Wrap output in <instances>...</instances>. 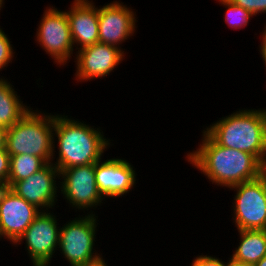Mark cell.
I'll use <instances>...</instances> for the list:
<instances>
[{
    "mask_svg": "<svg viewBox=\"0 0 266 266\" xmlns=\"http://www.w3.org/2000/svg\"><path fill=\"white\" fill-rule=\"evenodd\" d=\"M196 150L185 158L212 184L230 188L259 178L266 167L252 154L218 145L204 130Z\"/></svg>",
    "mask_w": 266,
    "mask_h": 266,
    "instance_id": "6da1fadb",
    "label": "cell"
},
{
    "mask_svg": "<svg viewBox=\"0 0 266 266\" xmlns=\"http://www.w3.org/2000/svg\"><path fill=\"white\" fill-rule=\"evenodd\" d=\"M68 116L54 113L52 163L59 171L95 164L103 159L104 152L112 146L101 127L94 128L96 126Z\"/></svg>",
    "mask_w": 266,
    "mask_h": 266,
    "instance_id": "7a4b0ae2",
    "label": "cell"
},
{
    "mask_svg": "<svg viewBox=\"0 0 266 266\" xmlns=\"http://www.w3.org/2000/svg\"><path fill=\"white\" fill-rule=\"evenodd\" d=\"M214 122L204 131L218 145L248 152L266 167V116L263 108L239 109Z\"/></svg>",
    "mask_w": 266,
    "mask_h": 266,
    "instance_id": "3957f363",
    "label": "cell"
},
{
    "mask_svg": "<svg viewBox=\"0 0 266 266\" xmlns=\"http://www.w3.org/2000/svg\"><path fill=\"white\" fill-rule=\"evenodd\" d=\"M54 115L31 108L7 129L6 150L10 156L30 154L46 163L53 157Z\"/></svg>",
    "mask_w": 266,
    "mask_h": 266,
    "instance_id": "277c9868",
    "label": "cell"
},
{
    "mask_svg": "<svg viewBox=\"0 0 266 266\" xmlns=\"http://www.w3.org/2000/svg\"><path fill=\"white\" fill-rule=\"evenodd\" d=\"M81 216L67 221L59 232L58 250L69 266H91L105 257L95 250L98 215Z\"/></svg>",
    "mask_w": 266,
    "mask_h": 266,
    "instance_id": "5b68a950",
    "label": "cell"
},
{
    "mask_svg": "<svg viewBox=\"0 0 266 266\" xmlns=\"http://www.w3.org/2000/svg\"><path fill=\"white\" fill-rule=\"evenodd\" d=\"M228 189L235 192L231 215L237 230H266V172Z\"/></svg>",
    "mask_w": 266,
    "mask_h": 266,
    "instance_id": "8992f818",
    "label": "cell"
},
{
    "mask_svg": "<svg viewBox=\"0 0 266 266\" xmlns=\"http://www.w3.org/2000/svg\"><path fill=\"white\" fill-rule=\"evenodd\" d=\"M36 44L50 55L54 63L59 67L68 64L67 62L76 54L71 38L67 10H60L51 5L44 10L39 25H37Z\"/></svg>",
    "mask_w": 266,
    "mask_h": 266,
    "instance_id": "52a82bcc",
    "label": "cell"
},
{
    "mask_svg": "<svg viewBox=\"0 0 266 266\" xmlns=\"http://www.w3.org/2000/svg\"><path fill=\"white\" fill-rule=\"evenodd\" d=\"M60 195L76 211L96 214L93 210L102 206L104 200L95 181V164L74 166L60 171ZM103 201V202H102ZM102 203V204H101ZM78 209V210H77ZM88 210H90L88 212Z\"/></svg>",
    "mask_w": 266,
    "mask_h": 266,
    "instance_id": "ba28073f",
    "label": "cell"
},
{
    "mask_svg": "<svg viewBox=\"0 0 266 266\" xmlns=\"http://www.w3.org/2000/svg\"><path fill=\"white\" fill-rule=\"evenodd\" d=\"M57 221L53 211H41L13 244L17 247L25 241V251L31 259L32 266H50L55 252L58 251L61 225L58 226Z\"/></svg>",
    "mask_w": 266,
    "mask_h": 266,
    "instance_id": "9c48e42d",
    "label": "cell"
},
{
    "mask_svg": "<svg viewBox=\"0 0 266 266\" xmlns=\"http://www.w3.org/2000/svg\"><path fill=\"white\" fill-rule=\"evenodd\" d=\"M75 52L74 79L80 83L109 76L125 59V53L121 49L100 42Z\"/></svg>",
    "mask_w": 266,
    "mask_h": 266,
    "instance_id": "30bf717a",
    "label": "cell"
},
{
    "mask_svg": "<svg viewBox=\"0 0 266 266\" xmlns=\"http://www.w3.org/2000/svg\"><path fill=\"white\" fill-rule=\"evenodd\" d=\"M134 9L120 0L98 7L99 42L121 48L122 44L136 34L138 22Z\"/></svg>",
    "mask_w": 266,
    "mask_h": 266,
    "instance_id": "8fae6325",
    "label": "cell"
},
{
    "mask_svg": "<svg viewBox=\"0 0 266 266\" xmlns=\"http://www.w3.org/2000/svg\"><path fill=\"white\" fill-rule=\"evenodd\" d=\"M60 171L51 162L28 178L14 182L12 191L41 211L54 209L59 196ZM58 192V194H57Z\"/></svg>",
    "mask_w": 266,
    "mask_h": 266,
    "instance_id": "7c38bea8",
    "label": "cell"
},
{
    "mask_svg": "<svg viewBox=\"0 0 266 266\" xmlns=\"http://www.w3.org/2000/svg\"><path fill=\"white\" fill-rule=\"evenodd\" d=\"M134 166L124 158H110L95 163V181L103 198L124 197L136 186Z\"/></svg>",
    "mask_w": 266,
    "mask_h": 266,
    "instance_id": "4fadbf2b",
    "label": "cell"
},
{
    "mask_svg": "<svg viewBox=\"0 0 266 266\" xmlns=\"http://www.w3.org/2000/svg\"><path fill=\"white\" fill-rule=\"evenodd\" d=\"M40 212L12 191L0 204V240L7 239L13 245Z\"/></svg>",
    "mask_w": 266,
    "mask_h": 266,
    "instance_id": "5bb4252c",
    "label": "cell"
},
{
    "mask_svg": "<svg viewBox=\"0 0 266 266\" xmlns=\"http://www.w3.org/2000/svg\"><path fill=\"white\" fill-rule=\"evenodd\" d=\"M93 0H74L67 10L71 38L75 49L99 42L98 6Z\"/></svg>",
    "mask_w": 266,
    "mask_h": 266,
    "instance_id": "9a60e30c",
    "label": "cell"
},
{
    "mask_svg": "<svg viewBox=\"0 0 266 266\" xmlns=\"http://www.w3.org/2000/svg\"><path fill=\"white\" fill-rule=\"evenodd\" d=\"M6 77H0V126L10 128L32 107L23 103L13 84Z\"/></svg>",
    "mask_w": 266,
    "mask_h": 266,
    "instance_id": "2e32d148",
    "label": "cell"
},
{
    "mask_svg": "<svg viewBox=\"0 0 266 266\" xmlns=\"http://www.w3.org/2000/svg\"><path fill=\"white\" fill-rule=\"evenodd\" d=\"M240 239L231 257L255 265L266 256V230H238Z\"/></svg>",
    "mask_w": 266,
    "mask_h": 266,
    "instance_id": "e0dca14e",
    "label": "cell"
},
{
    "mask_svg": "<svg viewBox=\"0 0 266 266\" xmlns=\"http://www.w3.org/2000/svg\"><path fill=\"white\" fill-rule=\"evenodd\" d=\"M47 163L40 157L30 154L10 156L8 181L14 182L28 178L30 175L42 169Z\"/></svg>",
    "mask_w": 266,
    "mask_h": 266,
    "instance_id": "ac0fdd59",
    "label": "cell"
},
{
    "mask_svg": "<svg viewBox=\"0 0 266 266\" xmlns=\"http://www.w3.org/2000/svg\"><path fill=\"white\" fill-rule=\"evenodd\" d=\"M225 7L224 22L228 27L234 30H241L248 25L250 19L254 18L253 15L246 9L239 7L230 0H215Z\"/></svg>",
    "mask_w": 266,
    "mask_h": 266,
    "instance_id": "d6986e66",
    "label": "cell"
},
{
    "mask_svg": "<svg viewBox=\"0 0 266 266\" xmlns=\"http://www.w3.org/2000/svg\"><path fill=\"white\" fill-rule=\"evenodd\" d=\"M4 31L0 26V71L2 69L7 70L6 68L12 63L15 56L13 44H11L12 41H10V38Z\"/></svg>",
    "mask_w": 266,
    "mask_h": 266,
    "instance_id": "ffe728a7",
    "label": "cell"
},
{
    "mask_svg": "<svg viewBox=\"0 0 266 266\" xmlns=\"http://www.w3.org/2000/svg\"><path fill=\"white\" fill-rule=\"evenodd\" d=\"M234 4L248 10L253 16L266 13V0H230Z\"/></svg>",
    "mask_w": 266,
    "mask_h": 266,
    "instance_id": "44dd1931",
    "label": "cell"
},
{
    "mask_svg": "<svg viewBox=\"0 0 266 266\" xmlns=\"http://www.w3.org/2000/svg\"><path fill=\"white\" fill-rule=\"evenodd\" d=\"M191 266H225V261L216 256L203 255L201 253V255L194 257Z\"/></svg>",
    "mask_w": 266,
    "mask_h": 266,
    "instance_id": "7402d4cb",
    "label": "cell"
},
{
    "mask_svg": "<svg viewBox=\"0 0 266 266\" xmlns=\"http://www.w3.org/2000/svg\"><path fill=\"white\" fill-rule=\"evenodd\" d=\"M10 155L6 149H0V181L8 180Z\"/></svg>",
    "mask_w": 266,
    "mask_h": 266,
    "instance_id": "603a6c76",
    "label": "cell"
},
{
    "mask_svg": "<svg viewBox=\"0 0 266 266\" xmlns=\"http://www.w3.org/2000/svg\"><path fill=\"white\" fill-rule=\"evenodd\" d=\"M12 193V184L6 181H0V204Z\"/></svg>",
    "mask_w": 266,
    "mask_h": 266,
    "instance_id": "cb8c5ba5",
    "label": "cell"
},
{
    "mask_svg": "<svg viewBox=\"0 0 266 266\" xmlns=\"http://www.w3.org/2000/svg\"><path fill=\"white\" fill-rule=\"evenodd\" d=\"M263 33H261V44L259 45V52H260V56L263 59V63L265 65L266 68V23L264 25V29L262 31Z\"/></svg>",
    "mask_w": 266,
    "mask_h": 266,
    "instance_id": "d4e9b609",
    "label": "cell"
},
{
    "mask_svg": "<svg viewBox=\"0 0 266 266\" xmlns=\"http://www.w3.org/2000/svg\"><path fill=\"white\" fill-rule=\"evenodd\" d=\"M7 128L0 126V149H6Z\"/></svg>",
    "mask_w": 266,
    "mask_h": 266,
    "instance_id": "484cf974",
    "label": "cell"
},
{
    "mask_svg": "<svg viewBox=\"0 0 266 266\" xmlns=\"http://www.w3.org/2000/svg\"><path fill=\"white\" fill-rule=\"evenodd\" d=\"M225 266H253V265L244 263L242 261H238L230 256V258H228V261L225 262Z\"/></svg>",
    "mask_w": 266,
    "mask_h": 266,
    "instance_id": "4316f807",
    "label": "cell"
},
{
    "mask_svg": "<svg viewBox=\"0 0 266 266\" xmlns=\"http://www.w3.org/2000/svg\"><path fill=\"white\" fill-rule=\"evenodd\" d=\"M254 266H266V256L260 259Z\"/></svg>",
    "mask_w": 266,
    "mask_h": 266,
    "instance_id": "83f0119b",
    "label": "cell"
},
{
    "mask_svg": "<svg viewBox=\"0 0 266 266\" xmlns=\"http://www.w3.org/2000/svg\"><path fill=\"white\" fill-rule=\"evenodd\" d=\"M108 260L105 261V259H103L102 261H100L99 263L95 264V265H91V266H110L107 264Z\"/></svg>",
    "mask_w": 266,
    "mask_h": 266,
    "instance_id": "f1b7e54d",
    "label": "cell"
},
{
    "mask_svg": "<svg viewBox=\"0 0 266 266\" xmlns=\"http://www.w3.org/2000/svg\"><path fill=\"white\" fill-rule=\"evenodd\" d=\"M5 1L4 0H0V10L2 11V8H4V5H5V3H4ZM0 11V12H1Z\"/></svg>",
    "mask_w": 266,
    "mask_h": 266,
    "instance_id": "f546056e",
    "label": "cell"
}]
</instances>
